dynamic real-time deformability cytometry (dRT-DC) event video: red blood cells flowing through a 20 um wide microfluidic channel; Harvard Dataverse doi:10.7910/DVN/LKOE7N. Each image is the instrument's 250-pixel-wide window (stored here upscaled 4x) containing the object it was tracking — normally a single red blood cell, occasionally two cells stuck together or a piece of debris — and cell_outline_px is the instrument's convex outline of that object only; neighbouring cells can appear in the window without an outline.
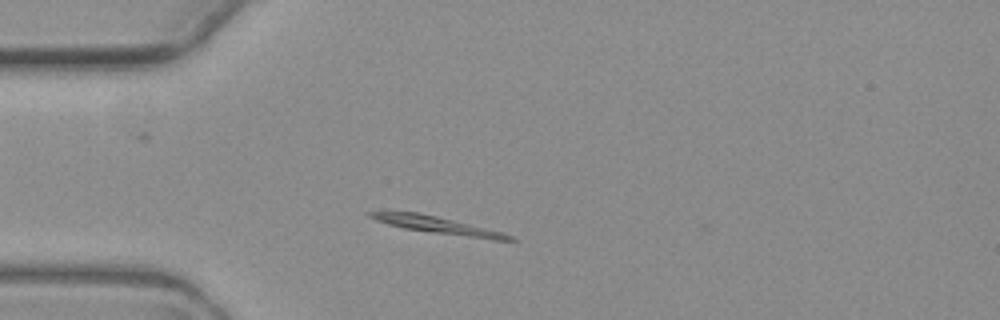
{"species": "common noctule bat (a hibernating species)", "species_latin": "Nyctalus noctula", "temperature_condition": "warm", "stored_images_in_passage": 1, "camera_frame_rate_fps": 3000, "um_per_image_px": 0.085, "animal": {"sex": "female", "body_mass_g": 19.3, "forearm_length_mm": 54.1}, "frame": {"image": 1, "passage_image": 1, "time_ms": 0.0, "image_size_px": [1000, 320], "cell_outline_px": [[516, 240], [492, 240], [404, 228], [388, 224], [376, 220], [368, 216], [364, 212], [416, 212], [436, 216], [504, 232], [512, 236]], "centroid_in_image_um": [37.21, 19.14], "position_along_channel_um": 47.8, "area_um2": 13.53}}